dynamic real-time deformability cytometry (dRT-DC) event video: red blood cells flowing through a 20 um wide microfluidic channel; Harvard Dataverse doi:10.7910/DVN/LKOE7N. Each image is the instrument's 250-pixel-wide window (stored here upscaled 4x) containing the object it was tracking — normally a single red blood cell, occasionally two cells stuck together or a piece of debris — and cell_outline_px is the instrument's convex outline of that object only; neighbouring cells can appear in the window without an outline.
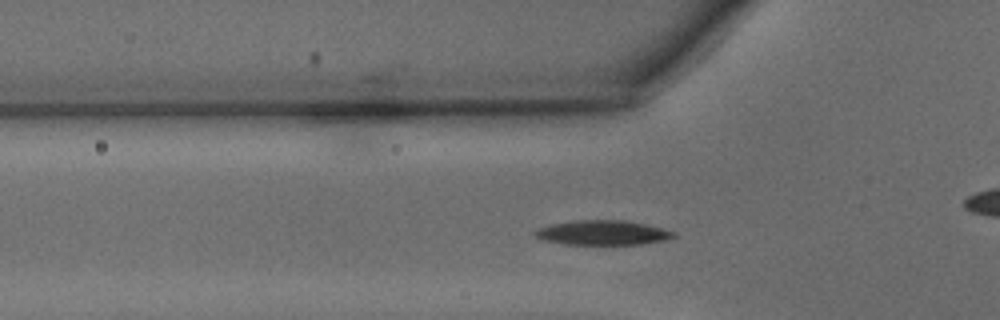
{"species": "common noctule bat (a hibernating species)", "species_latin": "Nyctalus noctula", "temperature_condition": "warm", "stored_images_in_passage": 34, "camera_frame_rate_fps": 3000, "um_per_image_px": 0.085, "animal": {"sex": "male", "body_mass_g": 15.6}, "frame": {"image": 1, "passage_image": 11, "time_ms": 3.333, "image_size_px": [1000, 320], "cell_outline_px": [[676, 236], [668, 240], [644, 244], [564, 244], [544, 240], [536, 236], [532, 232], [536, 228], [552, 224], [576, 220], [624, 220], [644, 224], [676, 232]], "centroid_in_image_um": [51.23, 19.78], "position_along_channel_um": 74.6, "area_um2": 19.88}}
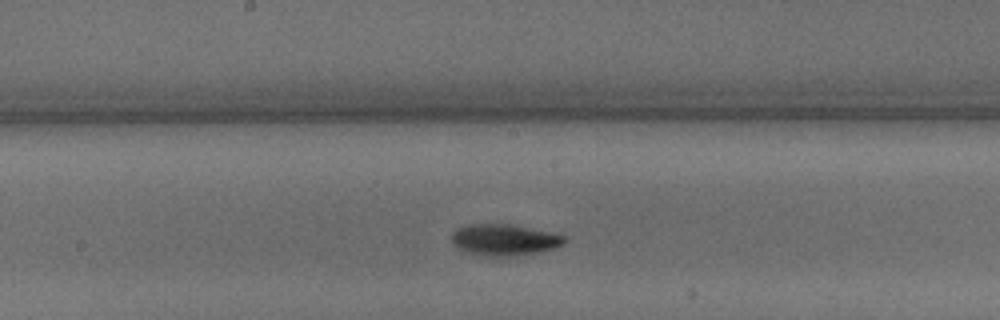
{"frame": {"image": 2, "passage_image": 20, "time_ms": 6.333, "image_size_px": [1000, 320], "cell_outline_px": [[568, 240], [564, 244], [556, 248], [536, 252], [508, 256], [480, 256], [468, 252], [452, 244], [452, 232], [468, 224], [508, 224], [552, 232], [568, 236]], "centroid_in_image_um": [42.91, 20.38], "position_along_channel_um": 205.3, "area_um2": 20.58}}
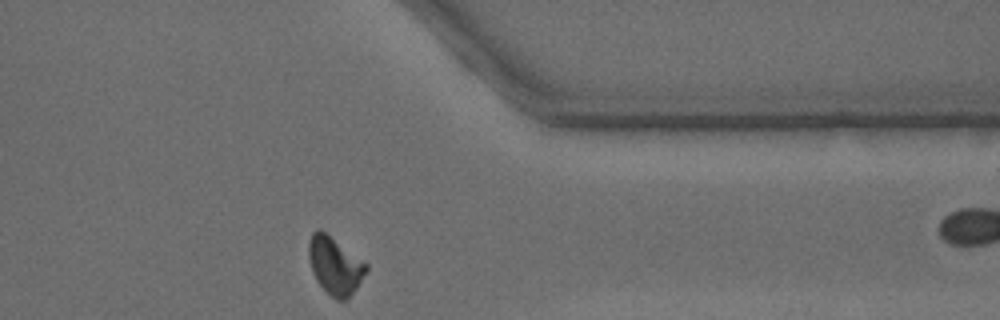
{"frame": {"image": 3, "passage_image": 33, "time_ms": 10.667, "image_size_px": [1000, 320], "cell_outline_px": [[368, 268], [356, 288], [344, 300], [336, 300], [316, 280], [312, 272], [308, 256], [308, 244], [312, 232], [316, 228], [320, 228], [368, 264]], "centroid_in_image_um": [28.44, 22.53], "position_along_channel_um": 383.0, "area_um2": 19.02}}